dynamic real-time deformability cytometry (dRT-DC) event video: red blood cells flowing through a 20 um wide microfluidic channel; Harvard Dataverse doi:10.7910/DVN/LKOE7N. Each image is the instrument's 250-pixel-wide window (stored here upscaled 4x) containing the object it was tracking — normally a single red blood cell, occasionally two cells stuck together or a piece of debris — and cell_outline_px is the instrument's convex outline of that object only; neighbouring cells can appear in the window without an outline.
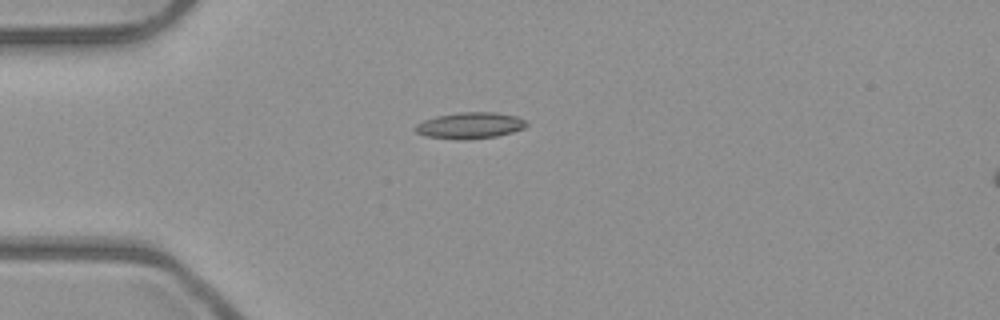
{"species": "common noctule bat (a hibernating species)", "species_latin": "Nyctalus noctula", "temperature_condition": "room temperature", "stored_images_in_passage": 2, "camera_frame_rate_fps": 3000, "um_per_image_px": 0.085, "animal": {"sex": "male", "body_mass_g": 23.1, "forearm_length_mm": 52.7}, "frame": {"image": 1, "passage_image": 1, "time_ms": 0.0, "image_size_px": [1000, 320], "cell_outline_px": [[528, 124], [524, 128], [512, 132], [496, 136], [460, 140], [456, 140], [428, 136], [416, 132], [412, 128], [416, 124], [424, 120], [436, 116], [456, 112], [496, 112], [516, 116], [524, 120]], "centroid_in_image_um": [39.92, 10.66], "position_along_channel_um": 45.1, "area_um2": 17.05}}
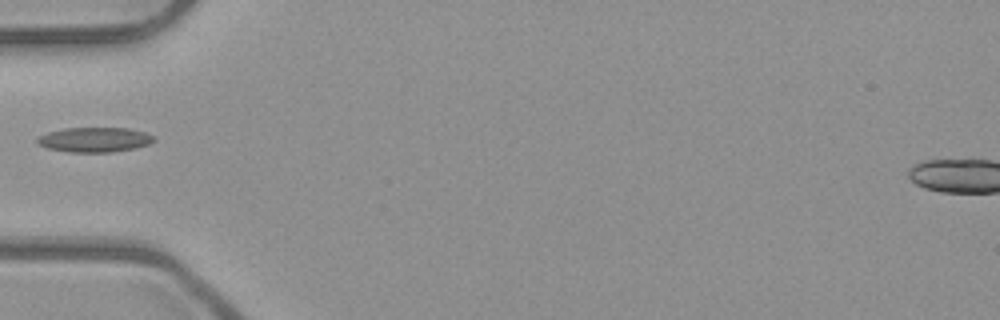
{"frame": {"image": 2, "passage_image": 2, "time_ms": 0.333, "image_size_px": [1000, 320], "cell_outline_px": [[156, 140], [148, 144], [132, 148], [112, 152], [68, 152], [48, 148], [40, 144], [36, 140], [40, 136], [48, 132], [64, 128], [128, 128], [144, 132], [152, 136]], "centroid_in_image_um": [8.03, 11.87], "position_along_channel_um": 77.0, "area_um2": 16.59}}